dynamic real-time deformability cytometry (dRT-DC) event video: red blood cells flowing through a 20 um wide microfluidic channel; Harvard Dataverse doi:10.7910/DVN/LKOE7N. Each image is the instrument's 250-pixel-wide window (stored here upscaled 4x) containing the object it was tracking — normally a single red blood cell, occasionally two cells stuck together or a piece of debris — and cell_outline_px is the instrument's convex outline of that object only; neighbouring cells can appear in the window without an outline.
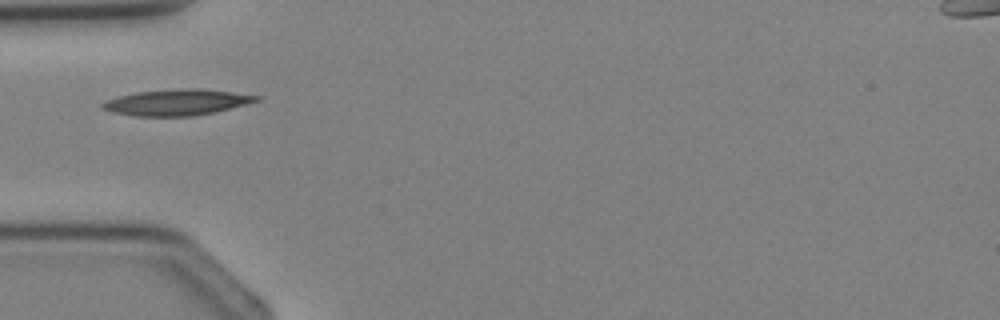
{"species": "Egyptian fruit bat (a non-hibernating species)", "species_latin": "Rousettus aegyptiacus", "temperature_condition": "cold", "stored_images_in_passage": 3, "camera_frame_rate_fps": 3000, "um_per_image_px": 0.085, "animal": {"sex": "female"}, "frame": {"image": 1, "passage_image": 3, "time_ms": 2.333, "image_size_px": [1000, 320], "cell_outline_px": [[260, 100], [248, 104], [216, 112], [192, 116], [136, 116], [112, 112], [100, 108], [100, 104], [104, 100], [136, 92], [180, 88], [200, 88], [232, 92], [260, 96]], "centroid_in_image_um": [15.02, 8.7], "position_along_channel_um": 70.0, "area_um2": 23.52}}